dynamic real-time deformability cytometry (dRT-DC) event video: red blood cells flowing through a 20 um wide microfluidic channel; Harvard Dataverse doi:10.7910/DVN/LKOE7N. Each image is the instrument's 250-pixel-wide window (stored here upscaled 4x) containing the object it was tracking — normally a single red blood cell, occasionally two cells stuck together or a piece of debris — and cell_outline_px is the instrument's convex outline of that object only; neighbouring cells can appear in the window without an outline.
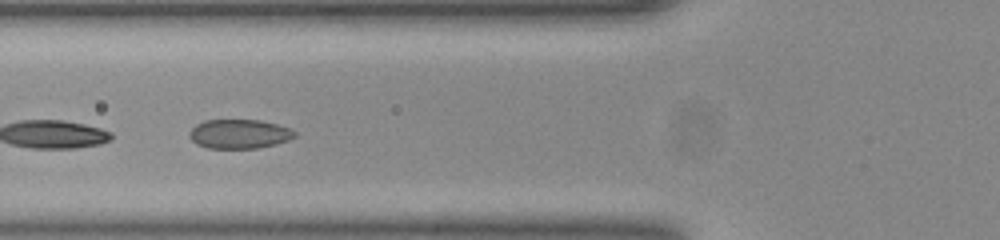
{"species": "common noctule bat (a hibernating species)", "species_latin": "Nyctalus noctula", "temperature_condition": "room temperature", "stored_images_in_passage": 30, "segment_of_instrument_passage": [2, 2], "camera_frame_rate_fps": 3000, "um_per_image_px": 0.085, "animal": {"sex": "female", "body_mass_g": 23.0, "forearm_length_mm": 53.4}, "frame": {"image": 1, "passage_image": 19, "time_ms": 6.0, "image_size_px": [1000, 240], "cell_outline_px": [[296, 136], [288, 140], [276, 144], [256, 148], [208, 148], [196, 144], [188, 136], [188, 132], [196, 124], [204, 120], [260, 120], [276, 124], [288, 128], [296, 132]], "centroid_in_image_um": [20.31, 11.38], "position_along_channel_um": 105.5, "area_um2": 17.92}}